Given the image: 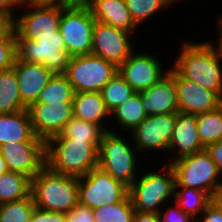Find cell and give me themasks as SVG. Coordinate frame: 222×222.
Listing matches in <instances>:
<instances>
[{
  "mask_svg": "<svg viewBox=\"0 0 222 222\" xmlns=\"http://www.w3.org/2000/svg\"><path fill=\"white\" fill-rule=\"evenodd\" d=\"M164 206L167 209H161L158 212L160 222H196L197 220L193 218L191 215L185 213L180 207L172 202L173 205ZM169 207V208H168Z\"/></svg>",
  "mask_w": 222,
  "mask_h": 222,
  "instance_id": "d590c367",
  "label": "cell"
},
{
  "mask_svg": "<svg viewBox=\"0 0 222 222\" xmlns=\"http://www.w3.org/2000/svg\"><path fill=\"white\" fill-rule=\"evenodd\" d=\"M36 208L68 213L79 202L78 177L59 174L47 165L31 179Z\"/></svg>",
  "mask_w": 222,
  "mask_h": 222,
  "instance_id": "3957f363",
  "label": "cell"
},
{
  "mask_svg": "<svg viewBox=\"0 0 222 222\" xmlns=\"http://www.w3.org/2000/svg\"><path fill=\"white\" fill-rule=\"evenodd\" d=\"M29 222H65V213L34 209Z\"/></svg>",
  "mask_w": 222,
  "mask_h": 222,
  "instance_id": "74e56055",
  "label": "cell"
},
{
  "mask_svg": "<svg viewBox=\"0 0 222 222\" xmlns=\"http://www.w3.org/2000/svg\"><path fill=\"white\" fill-rule=\"evenodd\" d=\"M17 58L16 38H7L0 41V72L13 67Z\"/></svg>",
  "mask_w": 222,
  "mask_h": 222,
  "instance_id": "e575fe53",
  "label": "cell"
},
{
  "mask_svg": "<svg viewBox=\"0 0 222 222\" xmlns=\"http://www.w3.org/2000/svg\"><path fill=\"white\" fill-rule=\"evenodd\" d=\"M128 194V187L98 167L78 178L79 203L92 210L121 202Z\"/></svg>",
  "mask_w": 222,
  "mask_h": 222,
  "instance_id": "30bf717a",
  "label": "cell"
},
{
  "mask_svg": "<svg viewBox=\"0 0 222 222\" xmlns=\"http://www.w3.org/2000/svg\"><path fill=\"white\" fill-rule=\"evenodd\" d=\"M22 2L33 5H69L73 3L71 0H23Z\"/></svg>",
  "mask_w": 222,
  "mask_h": 222,
  "instance_id": "ee69618b",
  "label": "cell"
},
{
  "mask_svg": "<svg viewBox=\"0 0 222 222\" xmlns=\"http://www.w3.org/2000/svg\"><path fill=\"white\" fill-rule=\"evenodd\" d=\"M31 194V179L23 174L7 171L0 175V204L21 200Z\"/></svg>",
  "mask_w": 222,
  "mask_h": 222,
  "instance_id": "4316f807",
  "label": "cell"
},
{
  "mask_svg": "<svg viewBox=\"0 0 222 222\" xmlns=\"http://www.w3.org/2000/svg\"><path fill=\"white\" fill-rule=\"evenodd\" d=\"M15 15L0 13V41L15 36Z\"/></svg>",
  "mask_w": 222,
  "mask_h": 222,
  "instance_id": "f35d334b",
  "label": "cell"
},
{
  "mask_svg": "<svg viewBox=\"0 0 222 222\" xmlns=\"http://www.w3.org/2000/svg\"><path fill=\"white\" fill-rule=\"evenodd\" d=\"M96 21L134 34L138 27L131 17L125 0H87Z\"/></svg>",
  "mask_w": 222,
  "mask_h": 222,
  "instance_id": "44dd1931",
  "label": "cell"
},
{
  "mask_svg": "<svg viewBox=\"0 0 222 222\" xmlns=\"http://www.w3.org/2000/svg\"><path fill=\"white\" fill-rule=\"evenodd\" d=\"M66 5H33L20 2L15 17L16 39L37 41V36L43 31H58L62 9Z\"/></svg>",
  "mask_w": 222,
  "mask_h": 222,
  "instance_id": "7c38bea8",
  "label": "cell"
},
{
  "mask_svg": "<svg viewBox=\"0 0 222 222\" xmlns=\"http://www.w3.org/2000/svg\"><path fill=\"white\" fill-rule=\"evenodd\" d=\"M147 116L148 115L146 114L145 109L142 105L140 91L134 93L124 103L117 106L110 112V118L113 117L110 122H118L117 126H120V134L124 132L126 133L127 131L130 134Z\"/></svg>",
  "mask_w": 222,
  "mask_h": 222,
  "instance_id": "cb8c5ba5",
  "label": "cell"
},
{
  "mask_svg": "<svg viewBox=\"0 0 222 222\" xmlns=\"http://www.w3.org/2000/svg\"><path fill=\"white\" fill-rule=\"evenodd\" d=\"M106 131L99 125L72 117L63 131L52 138H75V140H102Z\"/></svg>",
  "mask_w": 222,
  "mask_h": 222,
  "instance_id": "1f68e13d",
  "label": "cell"
},
{
  "mask_svg": "<svg viewBox=\"0 0 222 222\" xmlns=\"http://www.w3.org/2000/svg\"><path fill=\"white\" fill-rule=\"evenodd\" d=\"M134 93L136 91L118 71L101 90L105 106L109 112L124 103Z\"/></svg>",
  "mask_w": 222,
  "mask_h": 222,
  "instance_id": "f546056e",
  "label": "cell"
},
{
  "mask_svg": "<svg viewBox=\"0 0 222 222\" xmlns=\"http://www.w3.org/2000/svg\"><path fill=\"white\" fill-rule=\"evenodd\" d=\"M118 67L94 54L71 56L64 75L75 93L101 92Z\"/></svg>",
  "mask_w": 222,
  "mask_h": 222,
  "instance_id": "9c48e42d",
  "label": "cell"
},
{
  "mask_svg": "<svg viewBox=\"0 0 222 222\" xmlns=\"http://www.w3.org/2000/svg\"><path fill=\"white\" fill-rule=\"evenodd\" d=\"M170 165L175 173V186L202 190L214 198L222 184V175L206 149L183 156Z\"/></svg>",
  "mask_w": 222,
  "mask_h": 222,
  "instance_id": "52a82bcc",
  "label": "cell"
},
{
  "mask_svg": "<svg viewBox=\"0 0 222 222\" xmlns=\"http://www.w3.org/2000/svg\"><path fill=\"white\" fill-rule=\"evenodd\" d=\"M101 140L50 138L46 142V165L54 172L74 177L85 176L98 166Z\"/></svg>",
  "mask_w": 222,
  "mask_h": 222,
  "instance_id": "7a4b0ae2",
  "label": "cell"
},
{
  "mask_svg": "<svg viewBox=\"0 0 222 222\" xmlns=\"http://www.w3.org/2000/svg\"><path fill=\"white\" fill-rule=\"evenodd\" d=\"M141 101L148 116L179 112L174 78L167 73L158 82L142 90Z\"/></svg>",
  "mask_w": 222,
  "mask_h": 222,
  "instance_id": "ffe728a7",
  "label": "cell"
},
{
  "mask_svg": "<svg viewBox=\"0 0 222 222\" xmlns=\"http://www.w3.org/2000/svg\"><path fill=\"white\" fill-rule=\"evenodd\" d=\"M169 3H170V5L173 3H175L176 1L178 2V1H182V0H167Z\"/></svg>",
  "mask_w": 222,
  "mask_h": 222,
  "instance_id": "681fc988",
  "label": "cell"
},
{
  "mask_svg": "<svg viewBox=\"0 0 222 222\" xmlns=\"http://www.w3.org/2000/svg\"><path fill=\"white\" fill-rule=\"evenodd\" d=\"M213 201L222 209V184L217 189Z\"/></svg>",
  "mask_w": 222,
  "mask_h": 222,
  "instance_id": "f6af8a7d",
  "label": "cell"
},
{
  "mask_svg": "<svg viewBox=\"0 0 222 222\" xmlns=\"http://www.w3.org/2000/svg\"><path fill=\"white\" fill-rule=\"evenodd\" d=\"M152 53L133 52L119 67L118 72L136 91L140 92L158 82L169 68L164 69L163 63Z\"/></svg>",
  "mask_w": 222,
  "mask_h": 222,
  "instance_id": "9a60e30c",
  "label": "cell"
},
{
  "mask_svg": "<svg viewBox=\"0 0 222 222\" xmlns=\"http://www.w3.org/2000/svg\"><path fill=\"white\" fill-rule=\"evenodd\" d=\"M203 150H205V148L199 141L198 136L197 115L180 111L177 112V121L169 142L168 150L169 153H174L172 158H166L168 164H171L183 156L192 155Z\"/></svg>",
  "mask_w": 222,
  "mask_h": 222,
  "instance_id": "d6986e66",
  "label": "cell"
},
{
  "mask_svg": "<svg viewBox=\"0 0 222 222\" xmlns=\"http://www.w3.org/2000/svg\"><path fill=\"white\" fill-rule=\"evenodd\" d=\"M95 21L92 11L86 3L73 2L62 9L59 32L70 57L92 54Z\"/></svg>",
  "mask_w": 222,
  "mask_h": 222,
  "instance_id": "8992f818",
  "label": "cell"
},
{
  "mask_svg": "<svg viewBox=\"0 0 222 222\" xmlns=\"http://www.w3.org/2000/svg\"><path fill=\"white\" fill-rule=\"evenodd\" d=\"M95 222H133L135 209L129 194L121 201L92 210Z\"/></svg>",
  "mask_w": 222,
  "mask_h": 222,
  "instance_id": "4dcf8cb0",
  "label": "cell"
},
{
  "mask_svg": "<svg viewBox=\"0 0 222 222\" xmlns=\"http://www.w3.org/2000/svg\"><path fill=\"white\" fill-rule=\"evenodd\" d=\"M34 133L44 142L59 135L73 117V103L34 102L28 107Z\"/></svg>",
  "mask_w": 222,
  "mask_h": 222,
  "instance_id": "2e32d148",
  "label": "cell"
},
{
  "mask_svg": "<svg viewBox=\"0 0 222 222\" xmlns=\"http://www.w3.org/2000/svg\"><path fill=\"white\" fill-rule=\"evenodd\" d=\"M131 17L139 27L153 18L156 13L167 9L170 3L167 0H125Z\"/></svg>",
  "mask_w": 222,
  "mask_h": 222,
  "instance_id": "836d02e7",
  "label": "cell"
},
{
  "mask_svg": "<svg viewBox=\"0 0 222 222\" xmlns=\"http://www.w3.org/2000/svg\"><path fill=\"white\" fill-rule=\"evenodd\" d=\"M7 171H8V169H7L5 160L3 159V156L0 153V175L7 172Z\"/></svg>",
  "mask_w": 222,
  "mask_h": 222,
  "instance_id": "7dc6e473",
  "label": "cell"
},
{
  "mask_svg": "<svg viewBox=\"0 0 222 222\" xmlns=\"http://www.w3.org/2000/svg\"><path fill=\"white\" fill-rule=\"evenodd\" d=\"M117 128L103 135L98 147L97 167L129 188L139 175V152L133 140L128 142L123 134L120 136V132L115 130Z\"/></svg>",
  "mask_w": 222,
  "mask_h": 222,
  "instance_id": "5b68a950",
  "label": "cell"
},
{
  "mask_svg": "<svg viewBox=\"0 0 222 222\" xmlns=\"http://www.w3.org/2000/svg\"><path fill=\"white\" fill-rule=\"evenodd\" d=\"M65 222H95L92 209L79 202L74 208L65 213Z\"/></svg>",
  "mask_w": 222,
  "mask_h": 222,
  "instance_id": "8d00e7d4",
  "label": "cell"
},
{
  "mask_svg": "<svg viewBox=\"0 0 222 222\" xmlns=\"http://www.w3.org/2000/svg\"><path fill=\"white\" fill-rule=\"evenodd\" d=\"M73 103V117L97 124L108 132L110 112L107 110L101 92H79L75 93ZM108 126V127H107Z\"/></svg>",
  "mask_w": 222,
  "mask_h": 222,
  "instance_id": "7402d4cb",
  "label": "cell"
},
{
  "mask_svg": "<svg viewBox=\"0 0 222 222\" xmlns=\"http://www.w3.org/2000/svg\"><path fill=\"white\" fill-rule=\"evenodd\" d=\"M28 107L23 103L16 73L13 68L0 72V113H15L26 110Z\"/></svg>",
  "mask_w": 222,
  "mask_h": 222,
  "instance_id": "d4e9b609",
  "label": "cell"
},
{
  "mask_svg": "<svg viewBox=\"0 0 222 222\" xmlns=\"http://www.w3.org/2000/svg\"><path fill=\"white\" fill-rule=\"evenodd\" d=\"M32 195L0 204V222H29L35 209Z\"/></svg>",
  "mask_w": 222,
  "mask_h": 222,
  "instance_id": "d6a6232c",
  "label": "cell"
},
{
  "mask_svg": "<svg viewBox=\"0 0 222 222\" xmlns=\"http://www.w3.org/2000/svg\"><path fill=\"white\" fill-rule=\"evenodd\" d=\"M168 73L175 80L180 112L197 115L213 111L222 105V98L216 92L182 78L172 67H169Z\"/></svg>",
  "mask_w": 222,
  "mask_h": 222,
  "instance_id": "e0dca14e",
  "label": "cell"
},
{
  "mask_svg": "<svg viewBox=\"0 0 222 222\" xmlns=\"http://www.w3.org/2000/svg\"><path fill=\"white\" fill-rule=\"evenodd\" d=\"M158 172L147 168L139 173L128 188L135 211L158 213L167 202H173L175 193V173L172 166L165 161ZM140 176V177H139ZM169 200V201H168Z\"/></svg>",
  "mask_w": 222,
  "mask_h": 222,
  "instance_id": "277c9868",
  "label": "cell"
},
{
  "mask_svg": "<svg viewBox=\"0 0 222 222\" xmlns=\"http://www.w3.org/2000/svg\"><path fill=\"white\" fill-rule=\"evenodd\" d=\"M133 222H160L158 213L135 211Z\"/></svg>",
  "mask_w": 222,
  "mask_h": 222,
  "instance_id": "7bdbcfd3",
  "label": "cell"
},
{
  "mask_svg": "<svg viewBox=\"0 0 222 222\" xmlns=\"http://www.w3.org/2000/svg\"><path fill=\"white\" fill-rule=\"evenodd\" d=\"M197 222H222V209L212 201L197 219Z\"/></svg>",
  "mask_w": 222,
  "mask_h": 222,
  "instance_id": "ab89813d",
  "label": "cell"
},
{
  "mask_svg": "<svg viewBox=\"0 0 222 222\" xmlns=\"http://www.w3.org/2000/svg\"><path fill=\"white\" fill-rule=\"evenodd\" d=\"M199 141L206 149L222 140V105L213 111L197 114Z\"/></svg>",
  "mask_w": 222,
  "mask_h": 222,
  "instance_id": "83f0119b",
  "label": "cell"
},
{
  "mask_svg": "<svg viewBox=\"0 0 222 222\" xmlns=\"http://www.w3.org/2000/svg\"><path fill=\"white\" fill-rule=\"evenodd\" d=\"M206 151L210 154L222 175V140L209 145Z\"/></svg>",
  "mask_w": 222,
  "mask_h": 222,
  "instance_id": "60d3db41",
  "label": "cell"
},
{
  "mask_svg": "<svg viewBox=\"0 0 222 222\" xmlns=\"http://www.w3.org/2000/svg\"><path fill=\"white\" fill-rule=\"evenodd\" d=\"M179 55L171 64L182 77L203 88L216 92L222 98V44L219 40L191 42L184 41Z\"/></svg>",
  "mask_w": 222,
  "mask_h": 222,
  "instance_id": "6da1fadb",
  "label": "cell"
},
{
  "mask_svg": "<svg viewBox=\"0 0 222 222\" xmlns=\"http://www.w3.org/2000/svg\"><path fill=\"white\" fill-rule=\"evenodd\" d=\"M17 40V57L26 62L41 63L53 74H64L70 56L64 46V40L58 31H43L37 41Z\"/></svg>",
  "mask_w": 222,
  "mask_h": 222,
  "instance_id": "ba28073f",
  "label": "cell"
},
{
  "mask_svg": "<svg viewBox=\"0 0 222 222\" xmlns=\"http://www.w3.org/2000/svg\"><path fill=\"white\" fill-rule=\"evenodd\" d=\"M173 201L185 213L197 220L206 207L213 201V198L207 192L202 190L184 186H175Z\"/></svg>",
  "mask_w": 222,
  "mask_h": 222,
  "instance_id": "484cf974",
  "label": "cell"
},
{
  "mask_svg": "<svg viewBox=\"0 0 222 222\" xmlns=\"http://www.w3.org/2000/svg\"><path fill=\"white\" fill-rule=\"evenodd\" d=\"M176 121L177 112L147 116L130 135L128 134V138L131 136L128 140L133 139V144L140 155L141 152L147 151L167 153Z\"/></svg>",
  "mask_w": 222,
  "mask_h": 222,
  "instance_id": "8fae6325",
  "label": "cell"
},
{
  "mask_svg": "<svg viewBox=\"0 0 222 222\" xmlns=\"http://www.w3.org/2000/svg\"><path fill=\"white\" fill-rule=\"evenodd\" d=\"M0 153L8 171L23 174L32 179L46 166V142H9L0 146Z\"/></svg>",
  "mask_w": 222,
  "mask_h": 222,
  "instance_id": "5bb4252c",
  "label": "cell"
},
{
  "mask_svg": "<svg viewBox=\"0 0 222 222\" xmlns=\"http://www.w3.org/2000/svg\"><path fill=\"white\" fill-rule=\"evenodd\" d=\"M134 34L95 21L92 54L119 67L136 49L131 42Z\"/></svg>",
  "mask_w": 222,
  "mask_h": 222,
  "instance_id": "4fadbf2b",
  "label": "cell"
},
{
  "mask_svg": "<svg viewBox=\"0 0 222 222\" xmlns=\"http://www.w3.org/2000/svg\"><path fill=\"white\" fill-rule=\"evenodd\" d=\"M20 2V0H0V13L9 15L17 14Z\"/></svg>",
  "mask_w": 222,
  "mask_h": 222,
  "instance_id": "b9f144b4",
  "label": "cell"
},
{
  "mask_svg": "<svg viewBox=\"0 0 222 222\" xmlns=\"http://www.w3.org/2000/svg\"><path fill=\"white\" fill-rule=\"evenodd\" d=\"M12 68L16 73L20 97L27 107L38 100L41 91L54 75L45 65L22 61L18 57Z\"/></svg>",
  "mask_w": 222,
  "mask_h": 222,
  "instance_id": "ac0fdd59",
  "label": "cell"
},
{
  "mask_svg": "<svg viewBox=\"0 0 222 222\" xmlns=\"http://www.w3.org/2000/svg\"><path fill=\"white\" fill-rule=\"evenodd\" d=\"M216 24H217V30L219 29L218 40L222 44V14L218 15V18H216Z\"/></svg>",
  "mask_w": 222,
  "mask_h": 222,
  "instance_id": "bcb514c9",
  "label": "cell"
},
{
  "mask_svg": "<svg viewBox=\"0 0 222 222\" xmlns=\"http://www.w3.org/2000/svg\"><path fill=\"white\" fill-rule=\"evenodd\" d=\"M72 2L85 3L87 0H71Z\"/></svg>",
  "mask_w": 222,
  "mask_h": 222,
  "instance_id": "c3c4849f",
  "label": "cell"
},
{
  "mask_svg": "<svg viewBox=\"0 0 222 222\" xmlns=\"http://www.w3.org/2000/svg\"><path fill=\"white\" fill-rule=\"evenodd\" d=\"M21 141H43L34 133L28 109L0 113V146Z\"/></svg>",
  "mask_w": 222,
  "mask_h": 222,
  "instance_id": "603a6c76",
  "label": "cell"
},
{
  "mask_svg": "<svg viewBox=\"0 0 222 222\" xmlns=\"http://www.w3.org/2000/svg\"><path fill=\"white\" fill-rule=\"evenodd\" d=\"M75 90L64 74H54L40 93L36 102L51 104L72 102Z\"/></svg>",
  "mask_w": 222,
  "mask_h": 222,
  "instance_id": "f1b7e54d",
  "label": "cell"
}]
</instances>
